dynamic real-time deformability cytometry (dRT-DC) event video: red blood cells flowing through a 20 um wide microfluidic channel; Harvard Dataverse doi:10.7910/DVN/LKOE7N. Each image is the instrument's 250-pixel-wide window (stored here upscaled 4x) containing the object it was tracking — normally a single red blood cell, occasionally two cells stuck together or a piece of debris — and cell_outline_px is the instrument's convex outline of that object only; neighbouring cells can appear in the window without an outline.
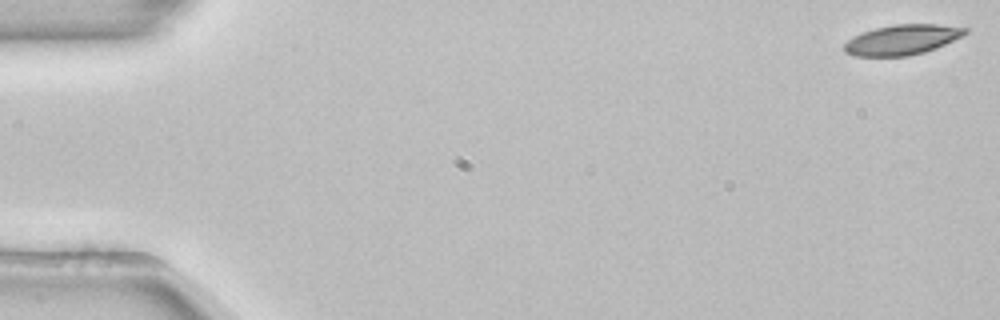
{"species": "common noctule bat (a hibernating species)", "species_latin": "Nyctalus noctula", "temperature_condition": "room temperature", "stored_images_in_passage": 53, "camera_frame_rate_fps": 3000, "um_per_image_px": 0.085, "animal": {"sex": "female", "body_mass_g": 22.7, "forearm_length_mm": 54.2}, "frame": {"image": 1, "passage_image": 1, "time_ms": 0.0, "image_size_px": [1000, 320], "cell_outline_px": [[968, 32], [964, 36], [936, 48], [924, 52], [908, 56], [856, 56], [844, 52], [844, 44], [852, 36], [876, 28], [896, 24], [936, 24], [968, 28]], "centroid_in_image_um": [76.7, 3.38], "position_along_channel_um": 8.3, "area_um2": 21.21}}
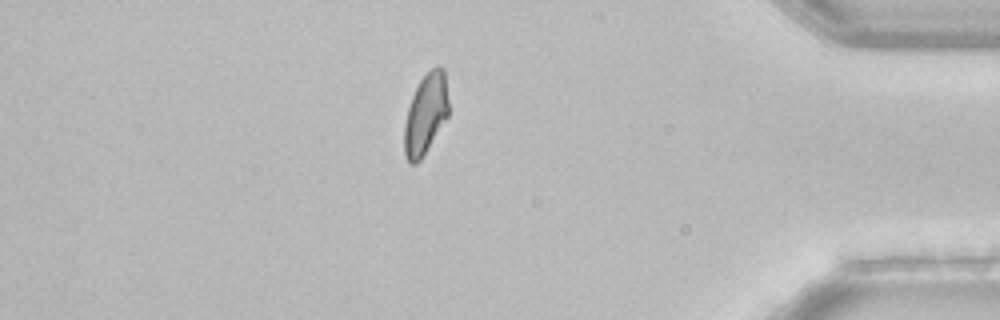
{"frame": {"image": 2, "passage_image": 46, "time_ms": 15.0, "image_size_px": [1000, 320], "cell_outline_px": [[448, 116], [420, 160], [416, 164], [408, 164], [404, 156], [404, 124], [408, 108], [412, 96], [420, 80], [432, 68], [440, 64], [444, 68], [448, 100]], "centroid_in_image_um": [36.17, 9.71], "position_along_channel_um": 399.0, "area_um2": 20.75}}
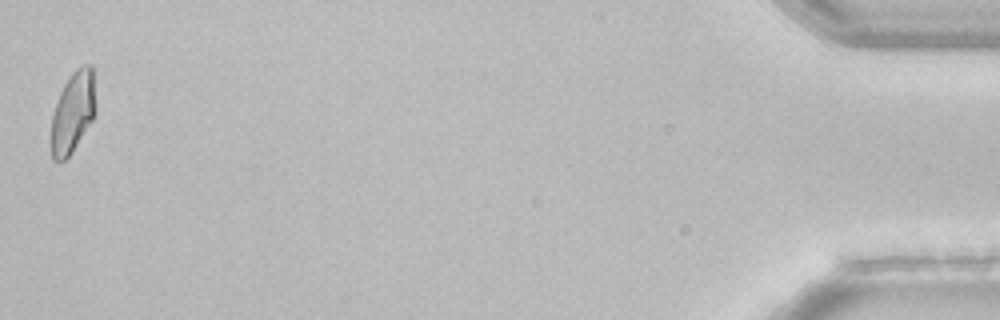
{"frame": {"image": 3, "passage_image": 53, "time_ms": 17.333, "image_size_px": [1000, 320], "cell_outline_px": [[96, 112], [92, 120], [72, 152], [64, 160], [52, 160], [52, 116], [60, 92], [64, 84], [72, 72], [76, 68], [84, 64], [92, 64], [96, 104]], "centroid_in_image_um": [6.22, 9.49], "position_along_channel_um": 429.0, "area_um2": 20.87}, "authors_computed_cell_mechanics": {"area_um2": 21.7328, "velocity_mm_per_s": 3.8637, "shape_relaxation_time_tau1_ms": 8.0824, "shape_relaxation_time_tau2_ms": null, "deformation_change_tau1": 0.1793, "deformation_change_tau2": null}}